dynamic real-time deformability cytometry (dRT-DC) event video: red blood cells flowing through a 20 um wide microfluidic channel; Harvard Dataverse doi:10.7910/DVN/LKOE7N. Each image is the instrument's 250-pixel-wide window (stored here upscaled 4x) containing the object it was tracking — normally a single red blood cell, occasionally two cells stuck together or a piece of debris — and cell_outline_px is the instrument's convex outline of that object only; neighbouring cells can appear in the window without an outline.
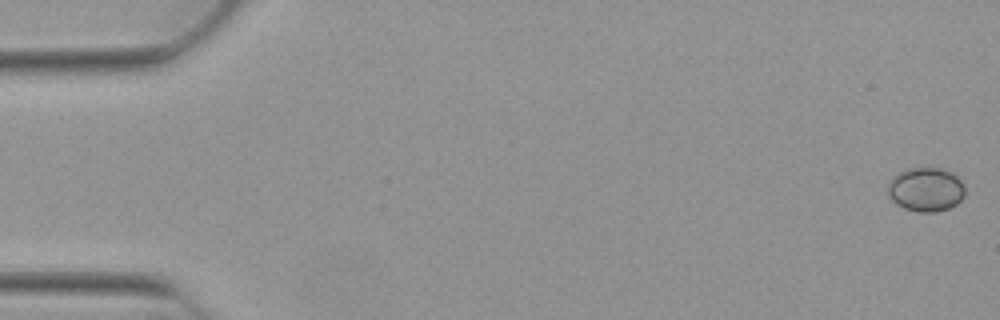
{"species": "Egyptian fruit bat (a non-hibernating species)", "species_latin": "Rousettus aegyptiacus", "temperature_condition": "warm", "stored_images_in_passage": 17, "camera_frame_rate_fps": 3000, "um_per_image_px": 0.085, "animal": {"sex": "female"}, "frame": {"image": 1, "passage_image": 1, "time_ms": 0.0, "image_size_px": [1000, 320], "cell_outline_px": [[964, 196], [956, 204], [948, 208], [936, 212], [920, 212], [904, 208], [896, 204], [888, 196], [888, 184], [892, 176], [904, 168], [944, 168], [952, 172], [964, 184]], "centroid_in_image_um": [78.68, 16.09], "position_along_channel_um": 6.3, "area_um2": 20.0}}
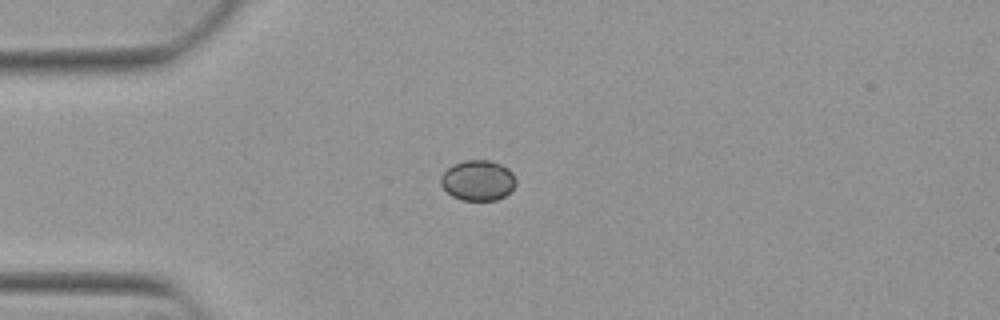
{"frame": {"image": 2, "passage_image": 14, "time_ms": 4.333, "image_size_px": [1000, 320], "cell_outline_px": [[516, 184], [504, 196], [496, 200], [460, 200], [452, 196], [440, 184], [440, 176], [448, 168], [464, 160], [488, 160], [500, 164], [508, 168], [512, 172], [516, 180]], "centroid_in_image_um": [40.62, 15.33], "position_along_channel_um": 44.4, "area_um2": 17.57}}